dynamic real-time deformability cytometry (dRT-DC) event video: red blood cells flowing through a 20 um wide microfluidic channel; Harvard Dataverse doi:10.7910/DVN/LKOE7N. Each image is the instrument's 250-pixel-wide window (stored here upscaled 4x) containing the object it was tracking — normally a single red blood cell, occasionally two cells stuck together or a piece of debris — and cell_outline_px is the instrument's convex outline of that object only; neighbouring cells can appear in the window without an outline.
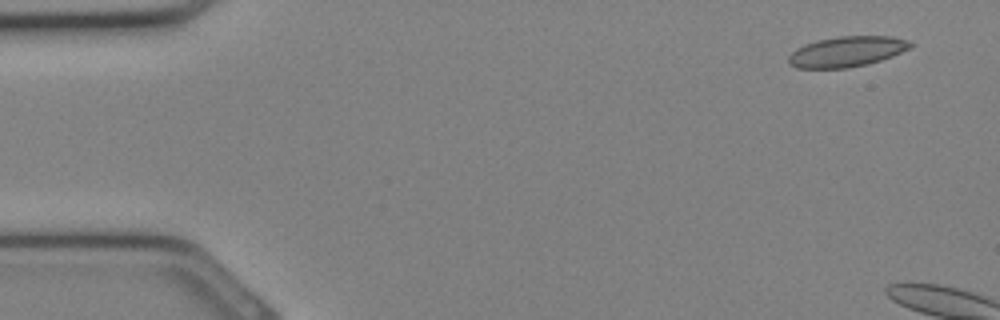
{"species": "Egyptian fruit bat (a non-hibernating species)", "species_latin": "Rousettus aegyptiacus", "temperature_condition": "cold", "stored_images_in_passage": 4, "camera_frame_rate_fps": 3000, "um_per_image_px": 0.085, "animal": {"sex": "female"}, "frame": {"image": 1, "passage_image": 1, "time_ms": 0.0, "image_size_px": [1000, 320], "cell_outline_px": [[912, 44], [908, 48], [892, 56], [868, 64], [848, 68], [796, 68], [788, 60], [788, 56], [796, 48], [804, 44], [816, 40], [836, 36], [892, 36], [908, 40]], "centroid_in_image_um": [71.95, 4.38], "position_along_channel_um": 13.1, "area_um2": 21.56}}